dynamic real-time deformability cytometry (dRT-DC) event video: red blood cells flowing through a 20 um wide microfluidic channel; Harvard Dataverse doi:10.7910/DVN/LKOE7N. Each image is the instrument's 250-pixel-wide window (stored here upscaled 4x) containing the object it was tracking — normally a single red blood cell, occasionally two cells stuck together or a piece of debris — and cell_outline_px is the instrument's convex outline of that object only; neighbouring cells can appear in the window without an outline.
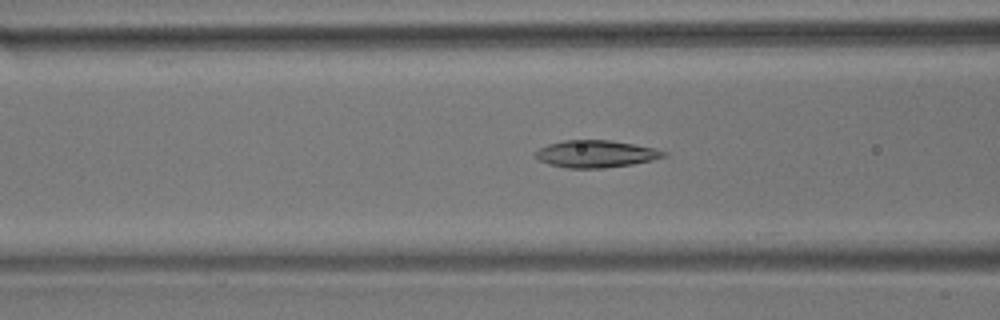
{"species": "common noctule bat (a hibernating species)", "species_latin": "Nyctalus noctula", "temperature_condition": "room temperature", "stored_images_in_passage": 39, "camera_frame_rate_fps": 3000, "um_per_image_px": 0.085, "animal": {"sex": "male", "body_mass_g": 17.9}, "frame": {"image": 1, "passage_image": 15, "time_ms": 4.667, "image_size_px": [1000, 320], "cell_outline_px": [[668, 156], [652, 160], [632, 164], [604, 168], [568, 168], [548, 164], [540, 160], [536, 156], [536, 152], [540, 148], [548, 144], [564, 140], [612, 140], [656, 148], [668, 152]], "centroid_in_image_um": [50.7, 13.08], "position_along_channel_um": 115.9, "area_um2": 20.35}}
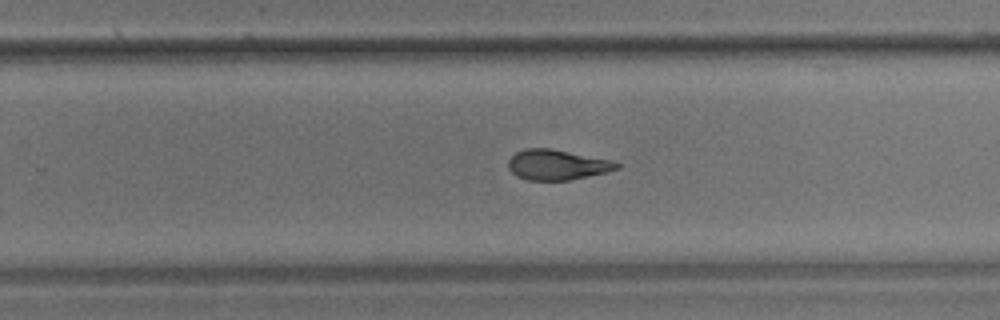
{"frame": {"image": 2, "passage_image": 29, "time_ms": 9.333, "image_size_px": [1000, 320], "cell_outline_px": [[620, 168], [604, 172], [568, 180], [528, 180], [516, 176], [508, 168], [508, 160], [516, 152], [524, 148], [552, 148], [612, 160], [620, 164]], "centroid_in_image_um": [47.32, 13.99], "position_along_channel_um": 282.5, "area_um2": 19.07}}
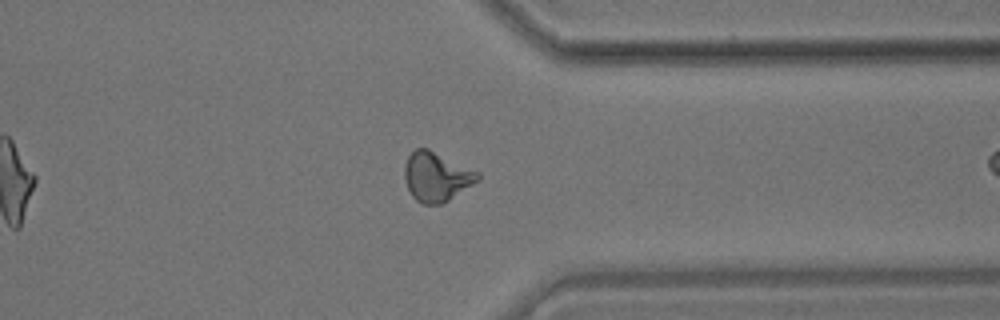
{"frame": {"image": 3, "passage_image": 37, "time_ms": 12.0, "image_size_px": [1000, 320], "cell_outline_px": [[480, 180], [444, 204], [424, 204], [416, 200], [412, 196], [408, 188], [404, 176], [404, 168], [408, 156], [416, 148], [428, 148], [480, 172]], "centroid_in_image_um": [37.13, 15.03], "position_along_channel_um": 374.3, "area_um2": 21.21}}